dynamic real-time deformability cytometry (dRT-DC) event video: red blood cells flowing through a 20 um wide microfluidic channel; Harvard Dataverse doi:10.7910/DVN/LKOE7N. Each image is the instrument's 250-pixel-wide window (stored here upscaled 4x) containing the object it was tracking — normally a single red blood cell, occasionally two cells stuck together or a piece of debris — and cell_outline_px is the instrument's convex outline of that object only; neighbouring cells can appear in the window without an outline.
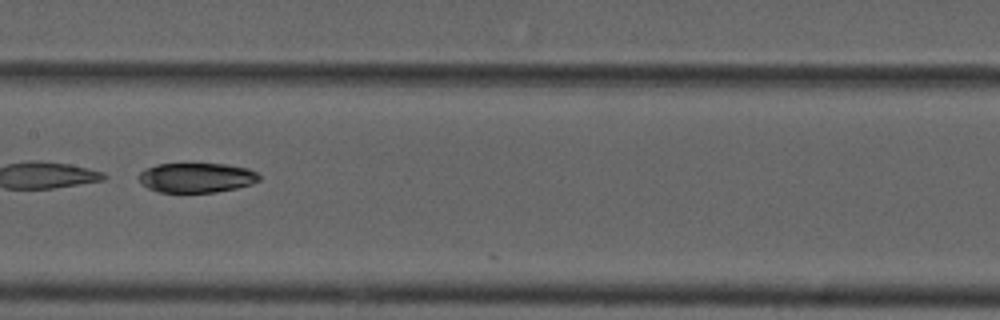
{"species": "common noctule bat (a hibernating species)", "species_latin": "Nyctalus noctula", "temperature_condition": "cold", "stored_images_in_passage": 35, "camera_frame_rate_fps": 3000, "um_per_image_px": 0.085, "animal": {"sex": "male", "forearm_length_mm": 52.5}, "frame": {"image": 1, "passage_image": 11, "time_ms": 3.333, "image_size_px": [1000, 320], "cell_outline_px": [[260, 180], [252, 184], [236, 188], [216, 192], [160, 192], [148, 188], [140, 184], [136, 176], [140, 172], [156, 164], [224, 164], [248, 168], [256, 172], [260, 176]], "centroid_in_image_um": [16.68, 15.1], "position_along_channel_um": 190.7, "area_um2": 20.92}, "authors_computed_cell_mechanics": {"area_um2": 22.7154, "velocity_mm_per_s": 3.7215, "shape_relaxation_time_tau1_ms": 3.3718, "shape_relaxation_time_tau2_ms": 9.6379, "deformation_change_tau1": 0.0428, "deformation_change_tau2": 0.1479}}